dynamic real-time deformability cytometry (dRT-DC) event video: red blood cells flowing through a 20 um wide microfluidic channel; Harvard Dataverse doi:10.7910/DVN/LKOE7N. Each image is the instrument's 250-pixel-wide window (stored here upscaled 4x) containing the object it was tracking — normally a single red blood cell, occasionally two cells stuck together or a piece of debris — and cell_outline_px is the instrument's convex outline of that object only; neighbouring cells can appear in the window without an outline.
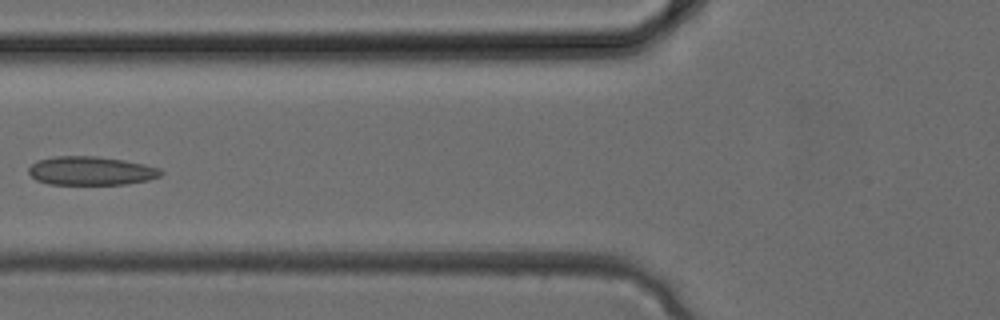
{"species": "common noctule bat (a hibernating species)", "species_latin": "Nyctalus noctula", "temperature_condition": "cold", "stored_images_in_passage": 3, "camera_frame_rate_fps": 3000, "um_per_image_px": 0.085, "animal": {"sex": "female", "body_mass_g": 24.6, "forearm_length_mm": 56.2}, "frame": {"image": 1, "passage_image": 3, "time_ms": 0.667, "image_size_px": [1000, 320], "cell_outline_px": [[164, 172], [160, 176], [148, 180], [124, 184], [48, 184], [36, 180], [28, 172], [28, 168], [36, 160], [52, 156], [96, 156], [124, 160], [144, 164], [160, 168]], "centroid_in_image_um": [7.71, 14.51], "position_along_channel_um": 118.1, "area_um2": 22.2}}